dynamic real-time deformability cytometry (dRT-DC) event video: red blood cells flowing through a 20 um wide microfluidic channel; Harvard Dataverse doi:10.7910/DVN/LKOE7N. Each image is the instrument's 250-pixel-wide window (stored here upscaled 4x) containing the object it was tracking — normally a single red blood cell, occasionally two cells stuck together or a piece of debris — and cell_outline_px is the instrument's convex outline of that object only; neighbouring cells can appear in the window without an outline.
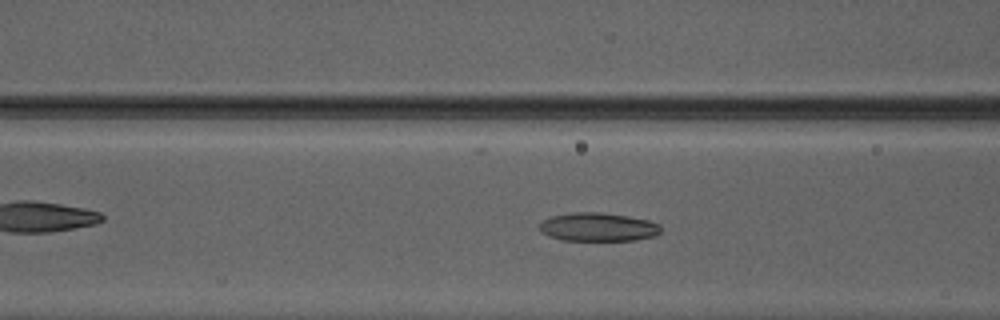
{"species": "Egyptian fruit bat (a non-hibernating species)", "species_latin": "Rousettus aegyptiacus", "temperature_condition": "warm", "stored_images_in_passage": 43, "camera_frame_rate_fps": 3000, "um_per_image_px": 0.085, "animal": {"sex": "male"}, "frame": {"image": 1, "passage_image": 19, "time_ms": 6.0, "image_size_px": [1000, 320], "cell_outline_px": [[660, 232], [652, 236], [636, 240], [564, 240], [548, 236], [540, 232], [540, 224], [544, 220], [552, 216], [572, 212], [600, 212], [628, 216], [648, 220], [660, 224]], "centroid_in_image_um": [50.82, 19.29], "position_along_channel_um": 115.8, "area_um2": 20.06}}
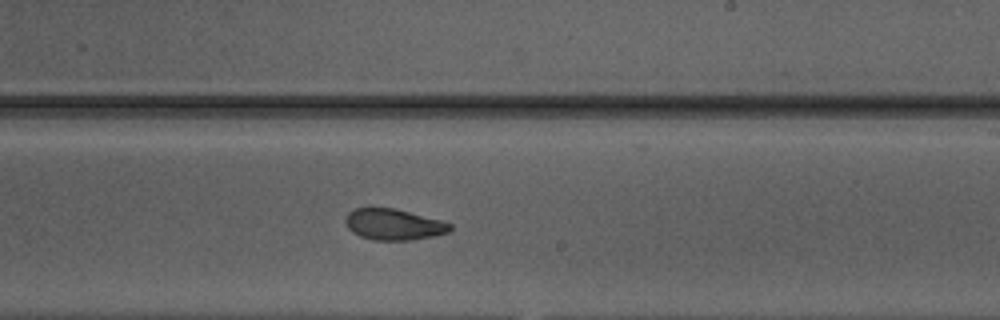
{"frame": {"image": 2, "passage_image": 29, "time_ms": 9.333, "image_size_px": [1000, 320], "cell_outline_px": [[452, 228], [448, 232], [432, 236], [412, 240], [376, 240], [360, 236], [352, 232], [348, 228], [344, 220], [348, 212], [356, 208], [396, 208], [444, 220], [452, 224]], "centroid_in_image_um": [33.48, 19.06], "position_along_channel_um": 255.5, "area_um2": 19.13}}
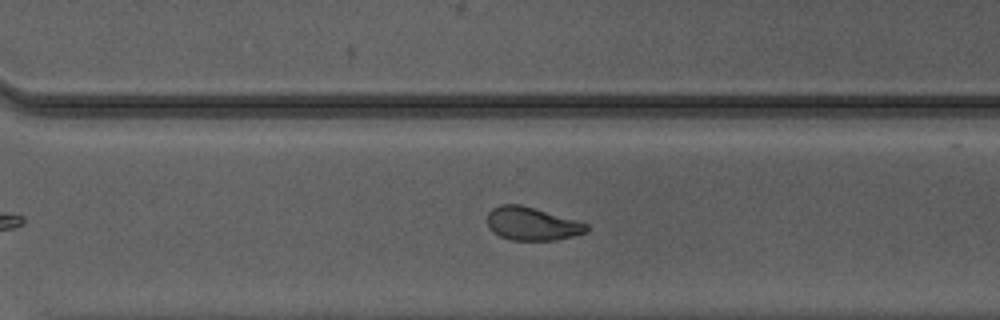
{"frame": {"image": 3, "passage_image": 34, "time_ms": 11.0, "image_size_px": [1000, 320], "cell_outline_px": [[588, 232], [556, 240], [512, 240], [500, 236], [492, 232], [488, 228], [488, 212], [492, 208], [500, 204], [520, 204], [588, 224]], "centroid_in_image_um": [45.18, 19.02], "position_along_channel_um": 325.4, "area_um2": 19.07}}